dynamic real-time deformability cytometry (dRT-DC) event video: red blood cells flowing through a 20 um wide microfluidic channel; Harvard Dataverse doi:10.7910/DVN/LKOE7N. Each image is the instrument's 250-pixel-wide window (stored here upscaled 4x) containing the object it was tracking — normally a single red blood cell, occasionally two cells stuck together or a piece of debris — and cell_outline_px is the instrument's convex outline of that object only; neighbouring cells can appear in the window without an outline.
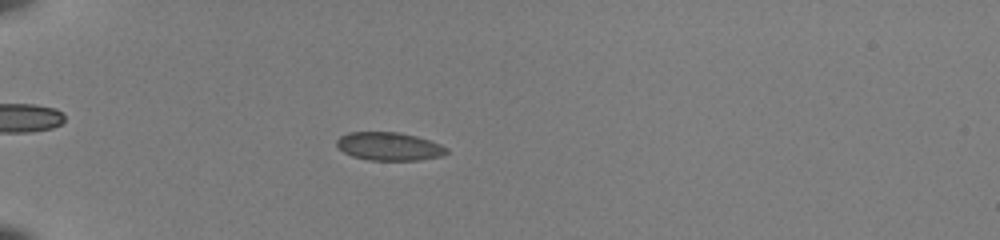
{"species": "common noctule bat (a hibernating species)", "species_latin": "Nyctalus noctula", "temperature_condition": "room temperature", "stored_images_in_passage": 50, "camera_frame_rate_fps": 3000, "um_per_image_px": 0.085, "animal": {"sex": "female", "body_mass_g": 22.0, "forearm_length_mm": 56.7}, "frame": {"image": 1, "passage_image": 15, "time_ms": 4.667, "image_size_px": [1000, 240], "cell_outline_px": [[448, 152], [444, 156], [420, 160], [368, 160], [352, 156], [344, 152], [336, 144], [336, 140], [340, 136], [348, 132], [400, 132], [416, 136], [440, 144], [448, 148]], "centroid_in_image_um": [33.09, 12.44], "position_along_channel_um": 51.9, "area_um2": 18.15}}
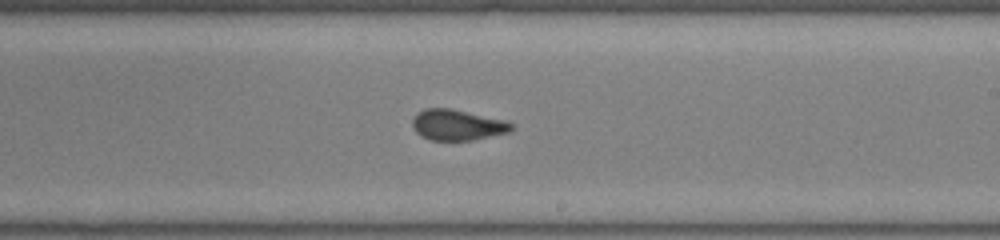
{"frame": {"image": 2, "passage_image": 32, "time_ms": 10.333, "image_size_px": [1000, 240], "cell_outline_px": [[512, 132], [472, 140], [432, 140], [420, 136], [412, 128], [412, 120], [424, 108], [448, 108], [508, 120], [512, 124]], "centroid_in_image_um": [38.9, 10.62], "position_along_channel_um": 250.1, "area_um2": 17.8}}
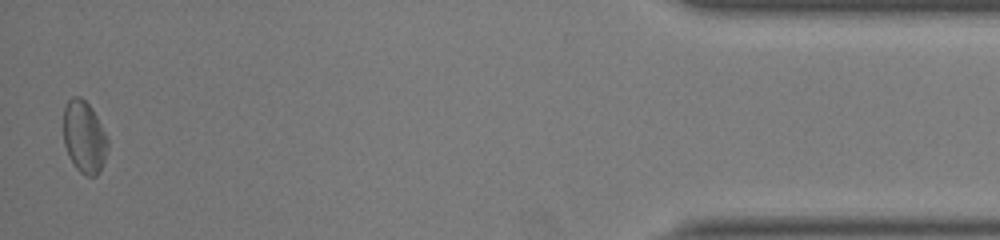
{"frame": {"image": 3, "passage_image": 50, "time_ms": 16.333, "image_size_px": [1000, 240], "cell_outline_px": [[108, 148], [100, 172], [96, 176], [84, 176], [76, 168], [68, 156], [64, 144], [64, 108], [68, 100], [72, 96], [80, 96], [92, 108], [108, 140]], "centroid_in_image_um": [7.15, 11.66], "position_along_channel_um": 428.1, "area_um2": 18.61}, "authors_computed_cell_mechanics": {"area_um2": 18.207, "velocity_mm_per_s": 4.0278, "shape_relaxation_time_tau1_ms": 8.5135, "shape_relaxation_time_tau2_ms": 0.8242, "deformation_change_tau1": 0.1461, "deformation_change_tau2": 0.0512}}